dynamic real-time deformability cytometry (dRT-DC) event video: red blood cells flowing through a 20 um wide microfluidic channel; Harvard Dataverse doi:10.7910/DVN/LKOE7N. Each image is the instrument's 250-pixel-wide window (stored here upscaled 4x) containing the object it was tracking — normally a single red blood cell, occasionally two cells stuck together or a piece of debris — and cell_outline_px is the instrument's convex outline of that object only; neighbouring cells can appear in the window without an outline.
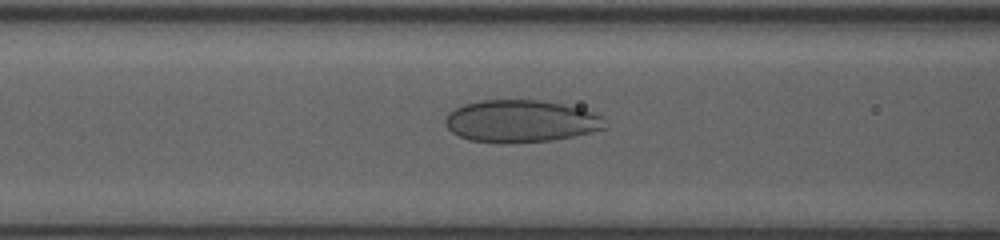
{"species": "human", "species_latin": "Homo sapiens", "temperature_condition": "room temperature", "stored_images_in_passage": 46, "camera_frame_rate_fps": 3000, "um_per_image_px": 0.085, "donor": {"sex": "female"}, "frame": {"image": 1, "passage_image": 16, "time_ms": 5.0, "image_size_px": [1000, 240], "cell_outline_px": [[608, 128], [592, 132], [552, 140], [508, 144], [500, 144], [468, 140], [452, 132], [444, 124], [444, 120], [448, 112], [464, 104], [480, 100], [544, 100], [584, 108], [596, 112], [604, 116]], "centroid_in_image_um": [44.31, 10.3], "position_along_channel_um": 122.3, "area_um2": 40.17}}
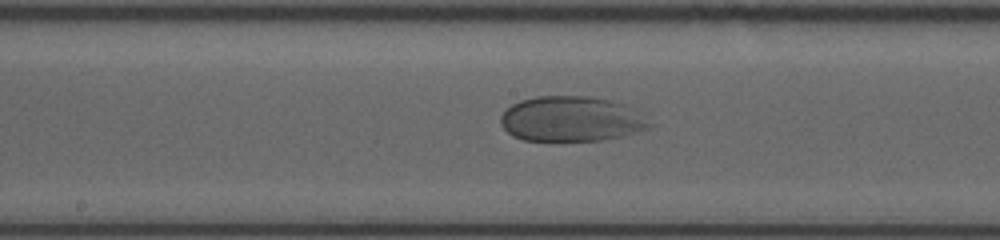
{"frame": {"image": 2, "passage_image": 22, "time_ms": 7.0, "image_size_px": [1000, 240], "cell_outline_px": [[656, 124], [648, 128], [636, 132], [620, 136], [600, 140], [560, 144], [524, 140], [512, 136], [500, 124], [500, 116], [512, 104], [520, 100], [536, 96], [588, 96], [608, 100], [632, 108]], "centroid_in_image_um": [48.52, 10.16], "position_along_channel_um": 199.7, "area_um2": 40.06}}
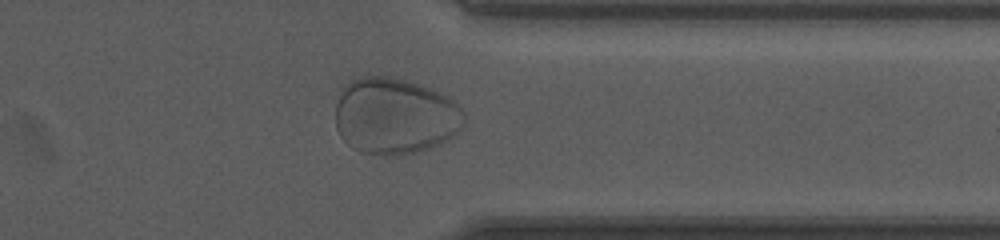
{"frame": {"image": 3, "passage_image": 39, "time_ms": 11.667, "image_size_px": [1000, 240], "cell_outline_px": [[464, 124], [460, 132], [448, 140], [440, 144], [416, 152], [396, 156], [384, 156], [360, 152], [352, 148], [340, 136], [336, 128], [336, 104], [340, 88], [348, 80], [360, 76], [392, 76], [408, 80], [432, 88], [448, 96], [464, 112]], "centroid_in_image_um": [33.55, 9.85], "position_along_channel_um": 377.8, "area_um2": 58.44}}